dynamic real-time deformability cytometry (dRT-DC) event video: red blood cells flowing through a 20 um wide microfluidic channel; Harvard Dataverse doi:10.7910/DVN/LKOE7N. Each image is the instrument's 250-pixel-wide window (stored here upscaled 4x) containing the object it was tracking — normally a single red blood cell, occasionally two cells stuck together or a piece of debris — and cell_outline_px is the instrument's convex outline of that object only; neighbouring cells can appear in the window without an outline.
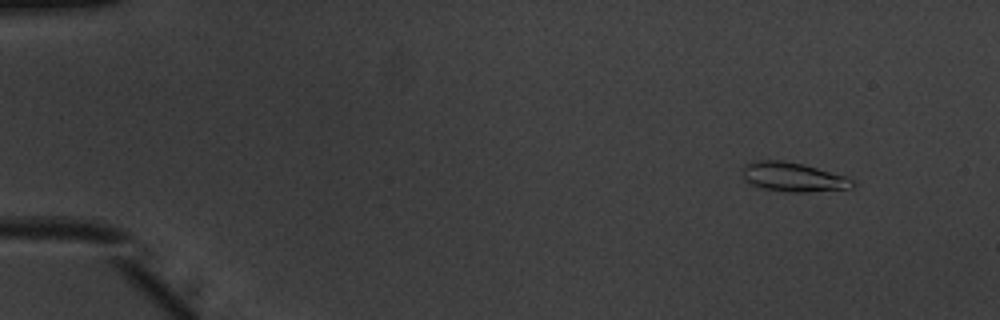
{"species": "common noctule bat (a hibernating species)", "species_latin": "Nyctalus noctula", "temperature_condition": "warm", "stored_images_in_passage": 53, "camera_frame_rate_fps": 3000, "um_per_image_px": 0.085, "animal": {"sex": "male", "body_mass_g": 20.1, "forearm_length_mm": 53.5}, "frame": {"image": 1, "passage_image": 6, "time_ms": 1.667, "image_size_px": [1000, 320], "cell_outline_px": [[856, 184], [852, 188], [804, 192], [784, 192], [764, 188], [752, 184], [744, 180], [744, 164], [756, 160], [784, 160], [816, 168], [844, 176], [856, 180]], "centroid_in_image_um": [67.43, 15.05], "position_along_channel_um": 17.6, "area_um2": 18.55}}
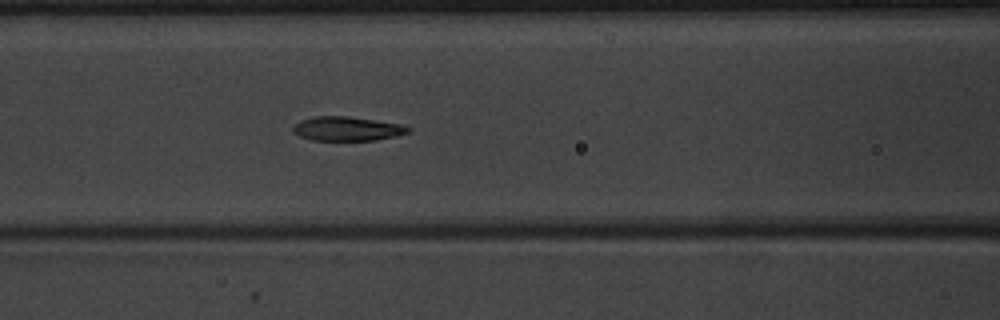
{"frame": {"image": 2, "passage_image": 24, "time_ms": 7.667, "image_size_px": [1000, 320], "cell_outline_px": [[412, 128], [408, 132], [396, 136], [376, 140], [312, 140], [300, 136], [292, 132], [292, 128], [300, 120], [312, 116], [348, 116], [376, 120], [400, 124]], "centroid_in_image_um": [29.48, 10.93], "position_along_channel_um": 137.1, "area_um2": 16.24}}
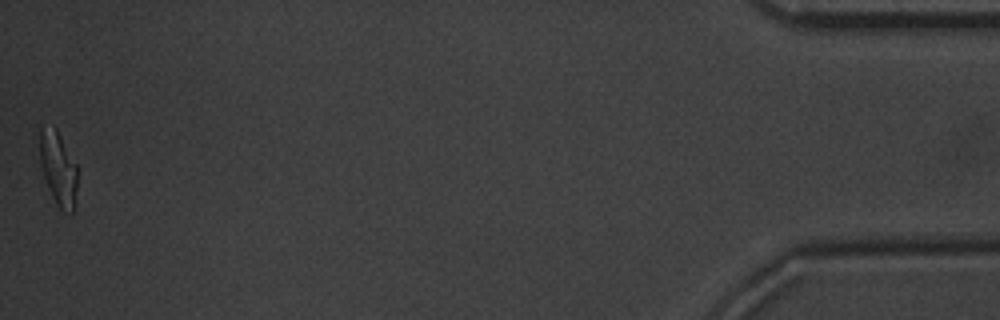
{"frame": {"image": 3, "passage_image": 53, "time_ms": 17.333, "image_size_px": [1000, 320], "cell_outline_px": [[80, 168], [72, 212], [60, 208], [56, 204], [52, 196], [44, 176], [40, 164], [40, 128], [56, 128]], "centroid_in_image_um": [4.99, 14.29], "position_along_channel_um": 430.2, "area_um2": 16.13}, "authors_computed_cell_mechanics": {"area_um2": 17.051, "velocity_mm_per_s": 3.9334, "shape_relaxation_time_tau1_ms": 2.5564, "shape_relaxation_time_tau2_ms": 1.7593, "deformation_change_tau1": 0.1719, "deformation_change_tau2": 0.1044}}